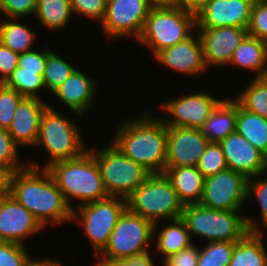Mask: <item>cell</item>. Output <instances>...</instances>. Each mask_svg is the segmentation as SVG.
<instances>
[{
  "instance_id": "cell-1",
  "label": "cell",
  "mask_w": 267,
  "mask_h": 266,
  "mask_svg": "<svg viewBox=\"0 0 267 266\" xmlns=\"http://www.w3.org/2000/svg\"><path fill=\"white\" fill-rule=\"evenodd\" d=\"M31 164V165H30ZM37 163L14 172L11 195L42 225L72 221V209L46 168L39 173ZM41 174V175H40Z\"/></svg>"
},
{
  "instance_id": "cell-2",
  "label": "cell",
  "mask_w": 267,
  "mask_h": 266,
  "mask_svg": "<svg viewBox=\"0 0 267 266\" xmlns=\"http://www.w3.org/2000/svg\"><path fill=\"white\" fill-rule=\"evenodd\" d=\"M147 112L139 119L124 121L111 142L151 174H161L166 169L167 125Z\"/></svg>"
},
{
  "instance_id": "cell-3",
  "label": "cell",
  "mask_w": 267,
  "mask_h": 266,
  "mask_svg": "<svg viewBox=\"0 0 267 266\" xmlns=\"http://www.w3.org/2000/svg\"><path fill=\"white\" fill-rule=\"evenodd\" d=\"M46 169L72 210L70 199L81 200L77 205L81 206L109 197L98 164L88 150L80 157L53 163Z\"/></svg>"
},
{
  "instance_id": "cell-4",
  "label": "cell",
  "mask_w": 267,
  "mask_h": 266,
  "mask_svg": "<svg viewBox=\"0 0 267 266\" xmlns=\"http://www.w3.org/2000/svg\"><path fill=\"white\" fill-rule=\"evenodd\" d=\"M238 211L208 209L199 204L184 205L181 219L191 234L208 242H237L248 232H261L253 219L239 216Z\"/></svg>"
},
{
  "instance_id": "cell-5",
  "label": "cell",
  "mask_w": 267,
  "mask_h": 266,
  "mask_svg": "<svg viewBox=\"0 0 267 266\" xmlns=\"http://www.w3.org/2000/svg\"><path fill=\"white\" fill-rule=\"evenodd\" d=\"M194 28L196 13L175 5H153L138 40L155 56L161 50L185 41Z\"/></svg>"
},
{
  "instance_id": "cell-6",
  "label": "cell",
  "mask_w": 267,
  "mask_h": 266,
  "mask_svg": "<svg viewBox=\"0 0 267 266\" xmlns=\"http://www.w3.org/2000/svg\"><path fill=\"white\" fill-rule=\"evenodd\" d=\"M127 208L156 226L158 219L181 218L184 208L176 190L162 174H151L126 199Z\"/></svg>"
},
{
  "instance_id": "cell-7",
  "label": "cell",
  "mask_w": 267,
  "mask_h": 266,
  "mask_svg": "<svg viewBox=\"0 0 267 266\" xmlns=\"http://www.w3.org/2000/svg\"><path fill=\"white\" fill-rule=\"evenodd\" d=\"M75 125L71 119L68 120L50 105L45 109L34 145L44 147L51 158L43 168L80 157L87 150Z\"/></svg>"
},
{
  "instance_id": "cell-8",
  "label": "cell",
  "mask_w": 267,
  "mask_h": 266,
  "mask_svg": "<svg viewBox=\"0 0 267 266\" xmlns=\"http://www.w3.org/2000/svg\"><path fill=\"white\" fill-rule=\"evenodd\" d=\"M95 158L109 196L127 199L151 173L125 156L112 142L104 149H87Z\"/></svg>"
},
{
  "instance_id": "cell-9",
  "label": "cell",
  "mask_w": 267,
  "mask_h": 266,
  "mask_svg": "<svg viewBox=\"0 0 267 266\" xmlns=\"http://www.w3.org/2000/svg\"><path fill=\"white\" fill-rule=\"evenodd\" d=\"M126 208V199L109 196L78 206V211L73 209L71 220L81 224L97 255L107 246L110 235Z\"/></svg>"
},
{
  "instance_id": "cell-10",
  "label": "cell",
  "mask_w": 267,
  "mask_h": 266,
  "mask_svg": "<svg viewBox=\"0 0 267 266\" xmlns=\"http://www.w3.org/2000/svg\"><path fill=\"white\" fill-rule=\"evenodd\" d=\"M157 226L142 216L131 212L128 208L117 221L107 246L100 253L101 257L127 258L142 253L153 241Z\"/></svg>"
},
{
  "instance_id": "cell-11",
  "label": "cell",
  "mask_w": 267,
  "mask_h": 266,
  "mask_svg": "<svg viewBox=\"0 0 267 266\" xmlns=\"http://www.w3.org/2000/svg\"><path fill=\"white\" fill-rule=\"evenodd\" d=\"M248 179L232 169H225L204 180L199 205L216 210L239 211L247 202Z\"/></svg>"
},
{
  "instance_id": "cell-12",
  "label": "cell",
  "mask_w": 267,
  "mask_h": 266,
  "mask_svg": "<svg viewBox=\"0 0 267 266\" xmlns=\"http://www.w3.org/2000/svg\"><path fill=\"white\" fill-rule=\"evenodd\" d=\"M153 4L149 0H112L106 3V13L100 23L109 39L134 36L139 38Z\"/></svg>"
},
{
  "instance_id": "cell-13",
  "label": "cell",
  "mask_w": 267,
  "mask_h": 266,
  "mask_svg": "<svg viewBox=\"0 0 267 266\" xmlns=\"http://www.w3.org/2000/svg\"><path fill=\"white\" fill-rule=\"evenodd\" d=\"M220 101L206 92L184 95L161 104L164 112L172 116L162 120L167 126L201 128Z\"/></svg>"
},
{
  "instance_id": "cell-14",
  "label": "cell",
  "mask_w": 267,
  "mask_h": 266,
  "mask_svg": "<svg viewBox=\"0 0 267 266\" xmlns=\"http://www.w3.org/2000/svg\"><path fill=\"white\" fill-rule=\"evenodd\" d=\"M208 144L200 128L167 126L166 167L197 166Z\"/></svg>"
},
{
  "instance_id": "cell-15",
  "label": "cell",
  "mask_w": 267,
  "mask_h": 266,
  "mask_svg": "<svg viewBox=\"0 0 267 266\" xmlns=\"http://www.w3.org/2000/svg\"><path fill=\"white\" fill-rule=\"evenodd\" d=\"M253 3L252 0H208L196 12V28H247Z\"/></svg>"
},
{
  "instance_id": "cell-16",
  "label": "cell",
  "mask_w": 267,
  "mask_h": 266,
  "mask_svg": "<svg viewBox=\"0 0 267 266\" xmlns=\"http://www.w3.org/2000/svg\"><path fill=\"white\" fill-rule=\"evenodd\" d=\"M202 43L206 67L229 65L233 52L248 34L244 27L195 28Z\"/></svg>"
},
{
  "instance_id": "cell-17",
  "label": "cell",
  "mask_w": 267,
  "mask_h": 266,
  "mask_svg": "<svg viewBox=\"0 0 267 266\" xmlns=\"http://www.w3.org/2000/svg\"><path fill=\"white\" fill-rule=\"evenodd\" d=\"M219 144L228 169L242 174L247 179L267 173V157L242 135L231 133Z\"/></svg>"
},
{
  "instance_id": "cell-18",
  "label": "cell",
  "mask_w": 267,
  "mask_h": 266,
  "mask_svg": "<svg viewBox=\"0 0 267 266\" xmlns=\"http://www.w3.org/2000/svg\"><path fill=\"white\" fill-rule=\"evenodd\" d=\"M42 229L34 215L12 195L0 200V241L24 245L27 237Z\"/></svg>"
},
{
  "instance_id": "cell-19",
  "label": "cell",
  "mask_w": 267,
  "mask_h": 266,
  "mask_svg": "<svg viewBox=\"0 0 267 266\" xmlns=\"http://www.w3.org/2000/svg\"><path fill=\"white\" fill-rule=\"evenodd\" d=\"M42 98L24 97L17 106L14 118L7 129L19 146H34L38 137L42 115L48 107Z\"/></svg>"
},
{
  "instance_id": "cell-20",
  "label": "cell",
  "mask_w": 267,
  "mask_h": 266,
  "mask_svg": "<svg viewBox=\"0 0 267 266\" xmlns=\"http://www.w3.org/2000/svg\"><path fill=\"white\" fill-rule=\"evenodd\" d=\"M198 37V38H197ZM193 35L185 41L165 48L155 55L159 63L179 73L195 75L206 70L202 43L199 35Z\"/></svg>"
},
{
  "instance_id": "cell-21",
  "label": "cell",
  "mask_w": 267,
  "mask_h": 266,
  "mask_svg": "<svg viewBox=\"0 0 267 266\" xmlns=\"http://www.w3.org/2000/svg\"><path fill=\"white\" fill-rule=\"evenodd\" d=\"M96 87L95 79H90L88 75L75 69L52 94L64 102L74 114L82 116L93 104Z\"/></svg>"
},
{
  "instance_id": "cell-22",
  "label": "cell",
  "mask_w": 267,
  "mask_h": 266,
  "mask_svg": "<svg viewBox=\"0 0 267 266\" xmlns=\"http://www.w3.org/2000/svg\"><path fill=\"white\" fill-rule=\"evenodd\" d=\"M161 174L176 190L183 205L199 204L205 177L196 166L166 167Z\"/></svg>"
},
{
  "instance_id": "cell-23",
  "label": "cell",
  "mask_w": 267,
  "mask_h": 266,
  "mask_svg": "<svg viewBox=\"0 0 267 266\" xmlns=\"http://www.w3.org/2000/svg\"><path fill=\"white\" fill-rule=\"evenodd\" d=\"M229 64L257 72L255 78L267 77V41L247 34Z\"/></svg>"
},
{
  "instance_id": "cell-24",
  "label": "cell",
  "mask_w": 267,
  "mask_h": 266,
  "mask_svg": "<svg viewBox=\"0 0 267 266\" xmlns=\"http://www.w3.org/2000/svg\"><path fill=\"white\" fill-rule=\"evenodd\" d=\"M236 117L237 101L223 99L200 128L201 132L209 142L219 143L235 132Z\"/></svg>"
},
{
  "instance_id": "cell-25",
  "label": "cell",
  "mask_w": 267,
  "mask_h": 266,
  "mask_svg": "<svg viewBox=\"0 0 267 266\" xmlns=\"http://www.w3.org/2000/svg\"><path fill=\"white\" fill-rule=\"evenodd\" d=\"M262 232H248L234 245L228 266H267V252Z\"/></svg>"
},
{
  "instance_id": "cell-26",
  "label": "cell",
  "mask_w": 267,
  "mask_h": 266,
  "mask_svg": "<svg viewBox=\"0 0 267 266\" xmlns=\"http://www.w3.org/2000/svg\"><path fill=\"white\" fill-rule=\"evenodd\" d=\"M235 132L267 157V118L245 110L237 102Z\"/></svg>"
},
{
  "instance_id": "cell-27",
  "label": "cell",
  "mask_w": 267,
  "mask_h": 266,
  "mask_svg": "<svg viewBox=\"0 0 267 266\" xmlns=\"http://www.w3.org/2000/svg\"><path fill=\"white\" fill-rule=\"evenodd\" d=\"M171 222L173 224L164 227L155 241L156 250L164 256V259L193 244L185 222L181 218Z\"/></svg>"
},
{
  "instance_id": "cell-28",
  "label": "cell",
  "mask_w": 267,
  "mask_h": 266,
  "mask_svg": "<svg viewBox=\"0 0 267 266\" xmlns=\"http://www.w3.org/2000/svg\"><path fill=\"white\" fill-rule=\"evenodd\" d=\"M70 0H37L35 17L49 30L64 28L72 18Z\"/></svg>"
},
{
  "instance_id": "cell-29",
  "label": "cell",
  "mask_w": 267,
  "mask_h": 266,
  "mask_svg": "<svg viewBox=\"0 0 267 266\" xmlns=\"http://www.w3.org/2000/svg\"><path fill=\"white\" fill-rule=\"evenodd\" d=\"M10 20L0 22V42L18 54L31 51L36 40L35 32L25 24Z\"/></svg>"
},
{
  "instance_id": "cell-30",
  "label": "cell",
  "mask_w": 267,
  "mask_h": 266,
  "mask_svg": "<svg viewBox=\"0 0 267 266\" xmlns=\"http://www.w3.org/2000/svg\"><path fill=\"white\" fill-rule=\"evenodd\" d=\"M235 100L245 110L267 118V77H254Z\"/></svg>"
},
{
  "instance_id": "cell-31",
  "label": "cell",
  "mask_w": 267,
  "mask_h": 266,
  "mask_svg": "<svg viewBox=\"0 0 267 266\" xmlns=\"http://www.w3.org/2000/svg\"><path fill=\"white\" fill-rule=\"evenodd\" d=\"M5 86L16 90L24 97H39L38 90L46 89L43 75L37 72L22 71V68H15L8 79L3 83Z\"/></svg>"
},
{
  "instance_id": "cell-32",
  "label": "cell",
  "mask_w": 267,
  "mask_h": 266,
  "mask_svg": "<svg viewBox=\"0 0 267 266\" xmlns=\"http://www.w3.org/2000/svg\"><path fill=\"white\" fill-rule=\"evenodd\" d=\"M75 69L51 50L47 54L43 73L46 90L53 93Z\"/></svg>"
},
{
  "instance_id": "cell-33",
  "label": "cell",
  "mask_w": 267,
  "mask_h": 266,
  "mask_svg": "<svg viewBox=\"0 0 267 266\" xmlns=\"http://www.w3.org/2000/svg\"><path fill=\"white\" fill-rule=\"evenodd\" d=\"M236 242L217 241L207 242L199 249L197 266H228Z\"/></svg>"
},
{
  "instance_id": "cell-34",
  "label": "cell",
  "mask_w": 267,
  "mask_h": 266,
  "mask_svg": "<svg viewBox=\"0 0 267 266\" xmlns=\"http://www.w3.org/2000/svg\"><path fill=\"white\" fill-rule=\"evenodd\" d=\"M196 167L205 178L227 169L226 158L221 145L216 142H209Z\"/></svg>"
},
{
  "instance_id": "cell-35",
  "label": "cell",
  "mask_w": 267,
  "mask_h": 266,
  "mask_svg": "<svg viewBox=\"0 0 267 266\" xmlns=\"http://www.w3.org/2000/svg\"><path fill=\"white\" fill-rule=\"evenodd\" d=\"M23 98L16 90L0 83V128L10 127L15 110Z\"/></svg>"
},
{
  "instance_id": "cell-36",
  "label": "cell",
  "mask_w": 267,
  "mask_h": 266,
  "mask_svg": "<svg viewBox=\"0 0 267 266\" xmlns=\"http://www.w3.org/2000/svg\"><path fill=\"white\" fill-rule=\"evenodd\" d=\"M19 147L13 140L7 129L0 128V166L11 169L16 172L23 169L21 163L18 162Z\"/></svg>"
},
{
  "instance_id": "cell-37",
  "label": "cell",
  "mask_w": 267,
  "mask_h": 266,
  "mask_svg": "<svg viewBox=\"0 0 267 266\" xmlns=\"http://www.w3.org/2000/svg\"><path fill=\"white\" fill-rule=\"evenodd\" d=\"M248 35L267 41V0H257L253 3Z\"/></svg>"
},
{
  "instance_id": "cell-38",
  "label": "cell",
  "mask_w": 267,
  "mask_h": 266,
  "mask_svg": "<svg viewBox=\"0 0 267 266\" xmlns=\"http://www.w3.org/2000/svg\"><path fill=\"white\" fill-rule=\"evenodd\" d=\"M29 256L24 245L0 241V266H24Z\"/></svg>"
},
{
  "instance_id": "cell-39",
  "label": "cell",
  "mask_w": 267,
  "mask_h": 266,
  "mask_svg": "<svg viewBox=\"0 0 267 266\" xmlns=\"http://www.w3.org/2000/svg\"><path fill=\"white\" fill-rule=\"evenodd\" d=\"M74 14L82 15L85 18L93 19L101 23L106 13L104 0H70Z\"/></svg>"
},
{
  "instance_id": "cell-40",
  "label": "cell",
  "mask_w": 267,
  "mask_h": 266,
  "mask_svg": "<svg viewBox=\"0 0 267 266\" xmlns=\"http://www.w3.org/2000/svg\"><path fill=\"white\" fill-rule=\"evenodd\" d=\"M50 51V48L46 46L41 52L31 50L21 53L17 67L22 68V71L37 72V74L43 75L47 54Z\"/></svg>"
},
{
  "instance_id": "cell-41",
  "label": "cell",
  "mask_w": 267,
  "mask_h": 266,
  "mask_svg": "<svg viewBox=\"0 0 267 266\" xmlns=\"http://www.w3.org/2000/svg\"><path fill=\"white\" fill-rule=\"evenodd\" d=\"M37 0H3L0 4V12L11 19L34 15Z\"/></svg>"
},
{
  "instance_id": "cell-42",
  "label": "cell",
  "mask_w": 267,
  "mask_h": 266,
  "mask_svg": "<svg viewBox=\"0 0 267 266\" xmlns=\"http://www.w3.org/2000/svg\"><path fill=\"white\" fill-rule=\"evenodd\" d=\"M148 251L150 250L130 255L127 258L100 257V260L96 261L95 266H154Z\"/></svg>"
},
{
  "instance_id": "cell-43",
  "label": "cell",
  "mask_w": 267,
  "mask_h": 266,
  "mask_svg": "<svg viewBox=\"0 0 267 266\" xmlns=\"http://www.w3.org/2000/svg\"><path fill=\"white\" fill-rule=\"evenodd\" d=\"M258 175L256 181L254 178L248 179L247 182V198H250L251 194L255 195L257 202L260 204L262 220L265 227H267V179ZM262 179H260V178ZM260 179V180H259Z\"/></svg>"
},
{
  "instance_id": "cell-44",
  "label": "cell",
  "mask_w": 267,
  "mask_h": 266,
  "mask_svg": "<svg viewBox=\"0 0 267 266\" xmlns=\"http://www.w3.org/2000/svg\"><path fill=\"white\" fill-rule=\"evenodd\" d=\"M199 258V248L192 244L164 259V266H197Z\"/></svg>"
},
{
  "instance_id": "cell-45",
  "label": "cell",
  "mask_w": 267,
  "mask_h": 266,
  "mask_svg": "<svg viewBox=\"0 0 267 266\" xmlns=\"http://www.w3.org/2000/svg\"><path fill=\"white\" fill-rule=\"evenodd\" d=\"M19 55L0 42V83H4L17 68Z\"/></svg>"
},
{
  "instance_id": "cell-46",
  "label": "cell",
  "mask_w": 267,
  "mask_h": 266,
  "mask_svg": "<svg viewBox=\"0 0 267 266\" xmlns=\"http://www.w3.org/2000/svg\"><path fill=\"white\" fill-rule=\"evenodd\" d=\"M14 172L0 166V200L11 195V181Z\"/></svg>"
},
{
  "instance_id": "cell-47",
  "label": "cell",
  "mask_w": 267,
  "mask_h": 266,
  "mask_svg": "<svg viewBox=\"0 0 267 266\" xmlns=\"http://www.w3.org/2000/svg\"><path fill=\"white\" fill-rule=\"evenodd\" d=\"M208 0H175V6L196 13Z\"/></svg>"
},
{
  "instance_id": "cell-48",
  "label": "cell",
  "mask_w": 267,
  "mask_h": 266,
  "mask_svg": "<svg viewBox=\"0 0 267 266\" xmlns=\"http://www.w3.org/2000/svg\"><path fill=\"white\" fill-rule=\"evenodd\" d=\"M24 266H62V265H60V263H58V261L54 262V260H51V259L45 260V258H44V260L35 261V260H32V258H31Z\"/></svg>"
},
{
  "instance_id": "cell-49",
  "label": "cell",
  "mask_w": 267,
  "mask_h": 266,
  "mask_svg": "<svg viewBox=\"0 0 267 266\" xmlns=\"http://www.w3.org/2000/svg\"><path fill=\"white\" fill-rule=\"evenodd\" d=\"M153 5H175V0H149Z\"/></svg>"
},
{
  "instance_id": "cell-50",
  "label": "cell",
  "mask_w": 267,
  "mask_h": 266,
  "mask_svg": "<svg viewBox=\"0 0 267 266\" xmlns=\"http://www.w3.org/2000/svg\"><path fill=\"white\" fill-rule=\"evenodd\" d=\"M105 1V3H108V2H110V1H112V0H104Z\"/></svg>"
}]
</instances>
